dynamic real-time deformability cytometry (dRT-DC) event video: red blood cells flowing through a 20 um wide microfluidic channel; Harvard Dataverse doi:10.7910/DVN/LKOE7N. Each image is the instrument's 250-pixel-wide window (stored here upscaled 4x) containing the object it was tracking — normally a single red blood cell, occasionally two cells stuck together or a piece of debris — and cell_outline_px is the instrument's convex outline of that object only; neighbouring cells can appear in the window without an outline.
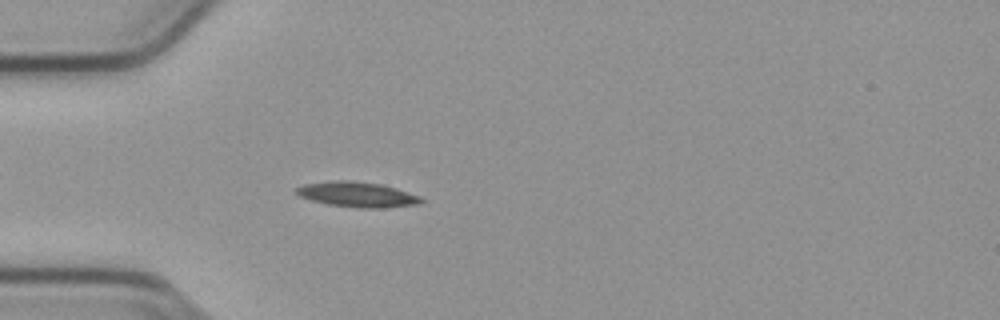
{"species": "common noctule bat (a hibernating species)", "species_latin": "Nyctalus noctula", "temperature_condition": "cold", "stored_images_in_passage": 54, "camera_frame_rate_fps": 3000, "um_per_image_px": 0.085, "animal": {"sex": "male", "body_mass_g": 23.1, "forearm_length_mm": 52.7}, "frame": {"image": 1, "passage_image": 16, "time_ms": 5.0, "image_size_px": [1000, 320], "cell_outline_px": [[424, 200], [420, 204], [384, 208], [360, 208], [328, 204], [312, 200], [300, 196], [296, 192], [296, 188], [304, 184], [332, 180], [352, 180], [380, 184], [396, 188], [420, 196]], "centroid_in_image_um": [30.39, 16.53], "position_along_channel_um": 54.6, "area_um2": 18.32}}
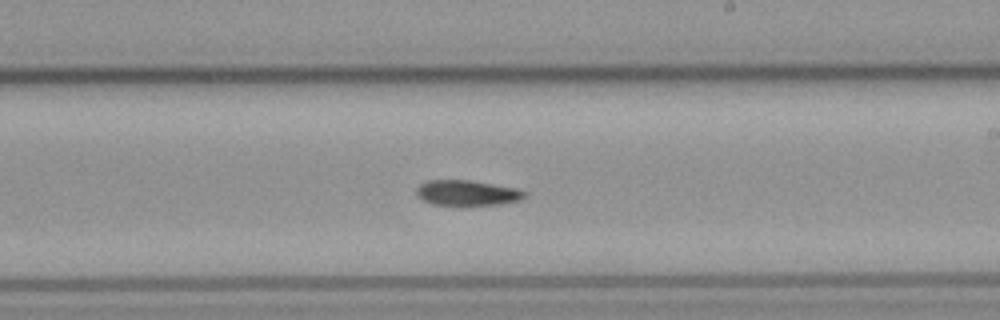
{"frame": {"image": 2, "passage_image": 32, "time_ms": 10.333, "image_size_px": [1000, 320], "cell_outline_px": [[528, 192], [520, 200], [500, 204], [432, 204], [416, 196], [416, 188], [420, 184], [428, 180], [472, 180], [516, 188]], "centroid_in_image_um": [39.7, 16.37], "position_along_channel_um": 249.3, "area_um2": 15.78}}
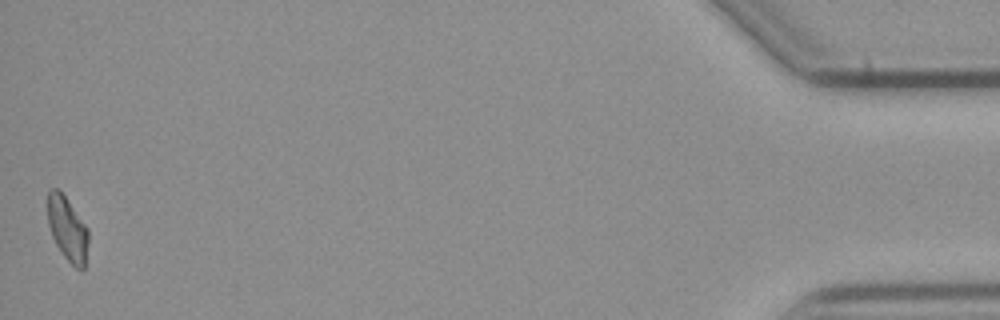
{"frame": {"image": 3, "passage_image": 54, "time_ms": 17.667, "image_size_px": [1000, 320], "cell_outline_px": [[88, 240], [84, 268], [76, 268], [64, 256], [56, 244], [52, 236], [48, 224], [48, 188], [56, 188], [64, 196], [88, 228]], "centroid_in_image_um": [5.72, 19.44], "position_along_channel_um": 429.5, "area_um2": 14.85}}